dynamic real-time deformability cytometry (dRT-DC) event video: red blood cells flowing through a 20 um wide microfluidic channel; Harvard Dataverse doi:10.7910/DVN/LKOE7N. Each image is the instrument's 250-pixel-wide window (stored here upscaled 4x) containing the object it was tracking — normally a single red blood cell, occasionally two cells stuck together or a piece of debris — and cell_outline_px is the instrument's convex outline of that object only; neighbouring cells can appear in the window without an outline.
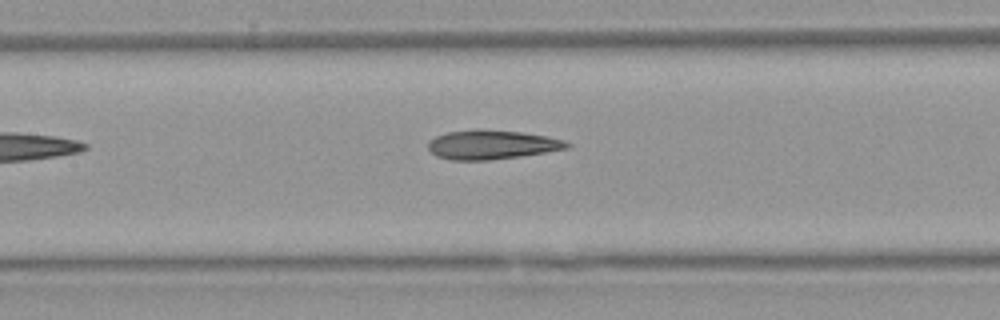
{"species": "Egyptian fruit bat (a non-hibernating species)", "species_latin": "Rousettus aegyptiacus", "temperature_condition": "warm", "stored_images_in_passage": 6, "camera_frame_rate_fps": 3000, "um_per_image_px": 0.085, "animal": {"sex": "female"}, "frame": {"image": 1, "passage_image": 6, "time_ms": 6.0, "image_size_px": [1000, 320], "cell_outline_px": [[572, 144], [568, 148], [520, 156], [488, 160], [448, 160], [436, 156], [428, 148], [428, 140], [436, 136], [448, 132], [480, 128], [520, 132], [544, 136], [564, 140]], "centroid_in_image_um": [41.75, 12.29], "position_along_channel_um": 165.6, "area_um2": 23.58}}